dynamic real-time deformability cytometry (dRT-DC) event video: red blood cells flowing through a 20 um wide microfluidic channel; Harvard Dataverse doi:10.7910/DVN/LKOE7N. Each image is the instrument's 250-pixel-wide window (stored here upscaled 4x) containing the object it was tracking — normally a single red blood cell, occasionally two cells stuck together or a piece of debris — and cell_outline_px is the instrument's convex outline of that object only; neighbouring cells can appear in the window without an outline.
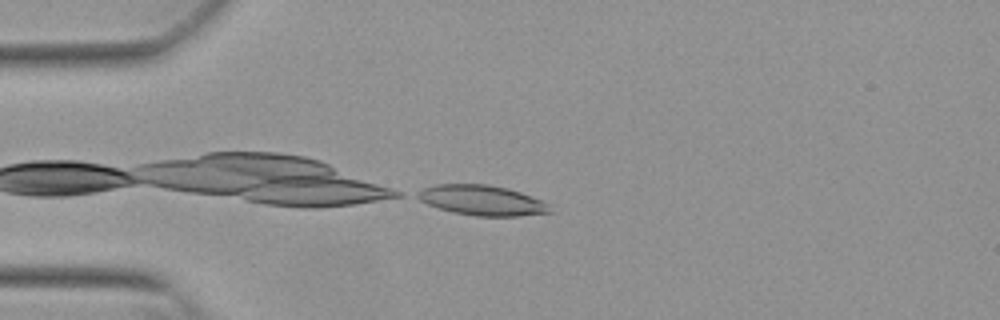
{"species": "Egyptian fruit bat (a non-hibernating species)", "species_latin": "Rousettus aegyptiacus", "temperature_condition": "warm", "stored_images_in_passage": 10, "camera_frame_rate_fps": 3000, "um_per_image_px": 0.085, "animal": {"sex": "female"}, "frame": {"image": 1, "passage_image": 10, "time_ms": 3.0, "image_size_px": [1000, 320], "cell_outline_px": [[552, 212], [520, 216], [476, 216], [452, 212], [428, 204], [412, 196], [416, 192], [424, 188], [436, 184], [488, 184], [508, 188], [520, 192], [540, 200], [548, 204]], "centroid_in_image_um": [40.93, 17.02], "position_along_channel_um": 44.1, "area_um2": 23.24}}